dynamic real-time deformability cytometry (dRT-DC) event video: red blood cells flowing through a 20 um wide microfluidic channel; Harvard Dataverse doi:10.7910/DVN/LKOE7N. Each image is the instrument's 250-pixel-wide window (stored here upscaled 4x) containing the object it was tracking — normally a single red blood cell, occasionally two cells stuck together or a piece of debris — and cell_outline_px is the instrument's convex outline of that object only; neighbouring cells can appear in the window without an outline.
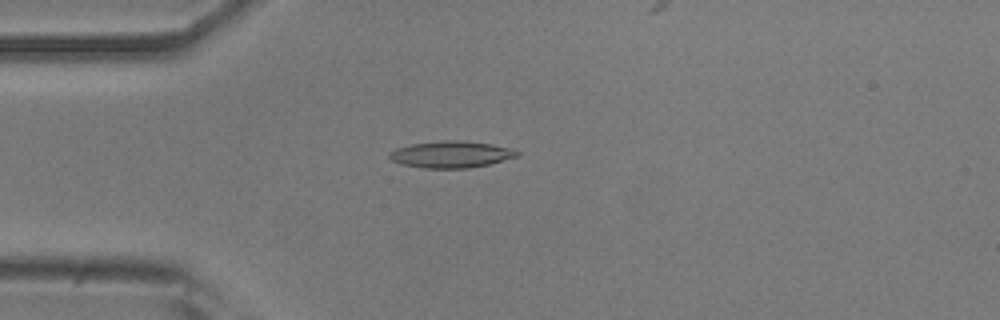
{"species": "common noctule bat (a hibernating species)", "species_latin": "Nyctalus noctula", "temperature_condition": "room temperature", "stored_images_in_passage": 10, "camera_frame_rate_fps": 3000, "um_per_image_px": 0.085, "animal": {"sex": "male", "body_mass_g": 20.5, "forearm_length_mm": 52.5}, "frame": {"image": 1, "passage_image": 7, "time_ms": 2.0, "image_size_px": [1000, 320], "cell_outline_px": [[520, 156], [488, 164], [468, 168], [424, 168], [400, 164], [392, 160], [388, 156], [388, 152], [396, 148], [412, 144], [444, 140], [460, 140], [488, 144], [512, 148], [520, 152]], "centroid_in_image_um": [38.33, 13.12], "position_along_channel_um": 46.7, "area_um2": 19.83}}